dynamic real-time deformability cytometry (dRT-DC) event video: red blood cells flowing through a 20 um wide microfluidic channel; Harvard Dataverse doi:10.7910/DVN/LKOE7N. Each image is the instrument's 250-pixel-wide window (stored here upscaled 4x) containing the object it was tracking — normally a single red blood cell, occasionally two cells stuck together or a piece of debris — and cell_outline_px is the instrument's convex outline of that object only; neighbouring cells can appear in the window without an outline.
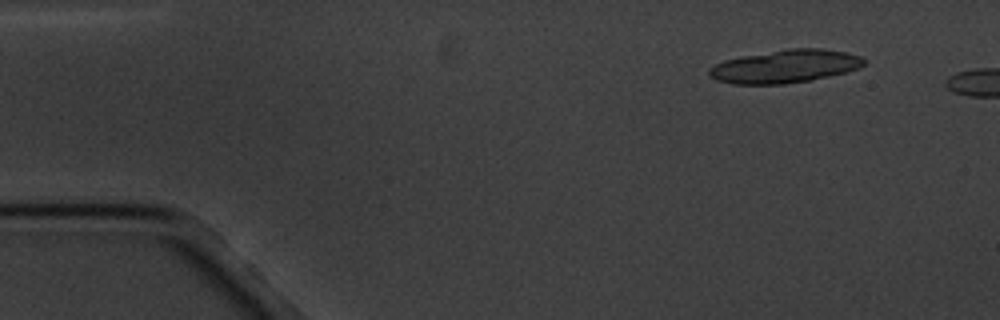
{"species": "common noctule bat (a hibernating species)", "species_latin": "Nyctalus noctula", "temperature_condition": "cold", "stored_images_in_passage": 3, "camera_frame_rate_fps": 3000, "um_per_image_px": 0.085, "animal": {"sex": "male", "body_mass_g": 20.1, "forearm_length_mm": 53.5}, "frame": {"image": 1, "passage_image": 2, "time_ms": 1.0, "image_size_px": [1000, 320], "cell_outline_px": [[864, 64], [860, 68], [848, 72], [812, 80], [784, 84], [732, 84], [716, 80], [708, 72], [708, 68], [724, 60], [744, 56], [788, 48], [820, 48], [848, 52], [860, 56], [864, 60]], "centroid_in_image_um": [66.77, 5.64], "position_along_channel_um": 18.2, "area_um2": 29.88}}